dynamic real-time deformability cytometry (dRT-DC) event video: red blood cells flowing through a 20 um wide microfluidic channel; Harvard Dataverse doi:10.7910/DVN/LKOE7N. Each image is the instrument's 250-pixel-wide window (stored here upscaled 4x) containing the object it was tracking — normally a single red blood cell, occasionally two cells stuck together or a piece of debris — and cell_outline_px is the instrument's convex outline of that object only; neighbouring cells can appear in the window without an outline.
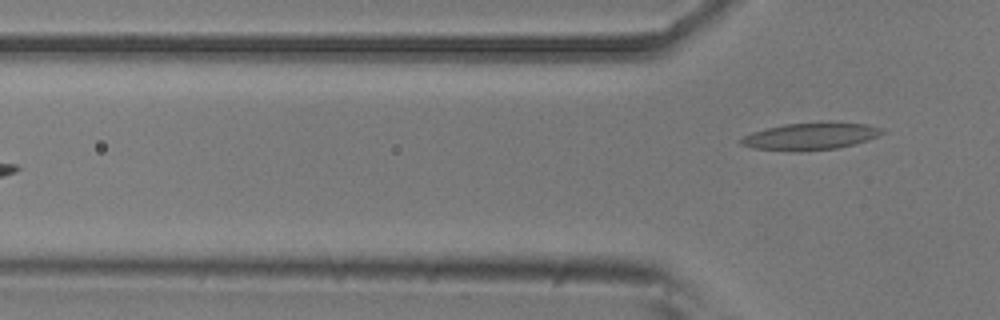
{"species": "common noctule bat (a hibernating species)", "species_latin": "Nyctalus noctula", "temperature_condition": "room temperature", "stored_images_in_passage": 5, "camera_frame_rate_fps": 3000, "um_per_image_px": 0.085, "animal": {"sex": "male", "body_mass_g": 20.5, "forearm_length_mm": 52.5}, "frame": {"image": 1, "passage_image": 5, "time_ms": 1.333, "image_size_px": [1000, 320], "cell_outline_px": [[884, 132], [868, 140], [840, 148], [800, 152], [788, 152], [752, 148], [740, 144], [740, 140], [744, 136], [752, 132], [784, 124], [828, 120], [868, 124], [880, 128]], "centroid_in_image_um": [68.89, 11.57], "position_along_channel_um": 56.9, "area_um2": 23.0}}